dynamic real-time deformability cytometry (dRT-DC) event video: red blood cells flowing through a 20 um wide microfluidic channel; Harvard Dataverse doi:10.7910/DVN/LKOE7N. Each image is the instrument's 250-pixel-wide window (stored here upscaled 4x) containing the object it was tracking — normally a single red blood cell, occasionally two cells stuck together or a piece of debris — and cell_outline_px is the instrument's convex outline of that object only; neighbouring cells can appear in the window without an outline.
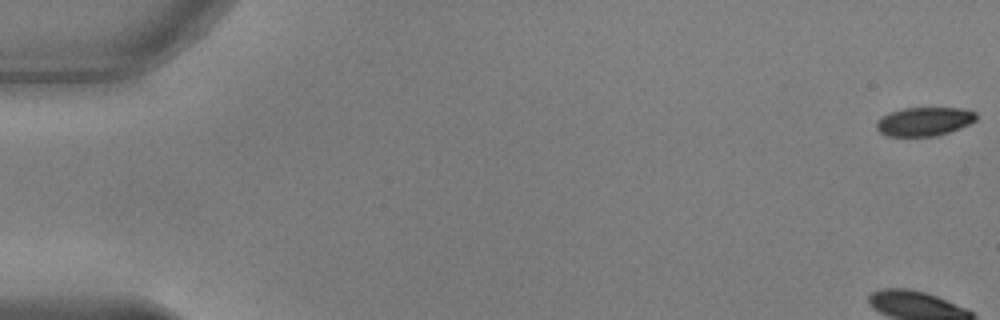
{"species": "common noctule bat (a hibernating species)", "species_latin": "Nyctalus noctula", "temperature_condition": "warm", "stored_images_in_passage": 54, "camera_frame_rate_fps": 3000, "um_per_image_px": 0.085, "animal": {"sex": "male", "body_mass_g": 17.9, "forearm_length_mm": 54.2}, "frame": {"image": 1, "passage_image": 1, "time_ms": 0.0, "image_size_px": [1000, 320], "cell_outline_px": [[976, 120], [960, 128], [936, 136], [888, 136], [880, 132], [876, 128], [876, 120], [888, 112], [904, 108], [960, 108], [976, 112]], "centroid_in_image_um": [78.53, 10.32], "position_along_channel_um": 6.5, "area_um2": 16.7}}